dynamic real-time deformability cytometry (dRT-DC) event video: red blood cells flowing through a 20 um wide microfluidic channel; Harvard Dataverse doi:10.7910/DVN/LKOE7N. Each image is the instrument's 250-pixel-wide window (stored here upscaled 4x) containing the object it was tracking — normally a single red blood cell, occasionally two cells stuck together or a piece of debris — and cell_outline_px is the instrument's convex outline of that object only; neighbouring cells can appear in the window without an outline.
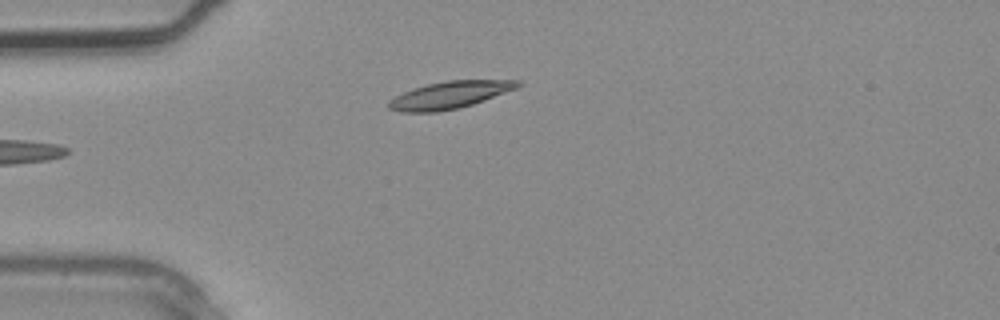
{"species": "common noctule bat (a hibernating species)", "species_latin": "Nyctalus noctula", "temperature_condition": "warm", "stored_images_in_passage": 3, "camera_frame_rate_fps": 3000, "um_per_image_px": 0.085, "animal": {"sex": "male", "body_mass_g": 20.4}, "frame": {"image": 1, "passage_image": 3, "time_ms": 0.667, "image_size_px": [1000, 320], "cell_outline_px": [[524, 84], [516, 88], [484, 100], [460, 108], [436, 112], [400, 112], [388, 108], [388, 100], [404, 92], [428, 84], [448, 80], [520, 80]], "centroid_in_image_um": [38.23, 8.08], "position_along_channel_um": 46.8, "area_um2": 20.29}}